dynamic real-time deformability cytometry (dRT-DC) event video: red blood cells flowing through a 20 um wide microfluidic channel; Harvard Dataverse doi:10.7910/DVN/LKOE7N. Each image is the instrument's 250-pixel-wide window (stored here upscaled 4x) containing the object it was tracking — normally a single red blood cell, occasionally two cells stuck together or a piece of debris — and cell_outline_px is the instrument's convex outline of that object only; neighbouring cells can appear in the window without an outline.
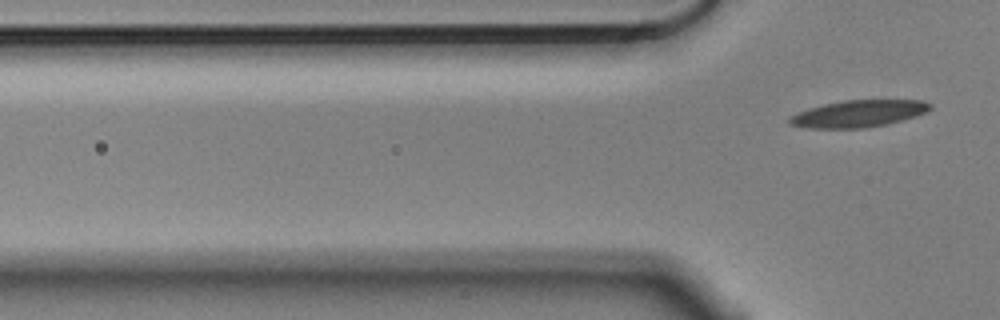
{"species": "Egyptian fruit bat (a non-hibernating species)", "species_latin": "Rousettus aegyptiacus", "temperature_condition": "cold", "stored_images_in_passage": 3, "camera_frame_rate_fps": 3000, "um_per_image_px": 0.085, "animal": {"sex": "male"}, "frame": {"image": 1, "passage_image": 3, "time_ms": 0.667, "image_size_px": [1000, 320], "cell_outline_px": [[932, 108], [928, 112], [916, 116], [888, 124], [864, 128], [808, 128], [788, 124], [788, 120], [792, 116], [808, 108], [824, 104], [844, 100], [920, 100], [932, 104]], "centroid_in_image_um": [73.01, 9.66], "position_along_channel_um": 52.8, "area_um2": 22.08}}